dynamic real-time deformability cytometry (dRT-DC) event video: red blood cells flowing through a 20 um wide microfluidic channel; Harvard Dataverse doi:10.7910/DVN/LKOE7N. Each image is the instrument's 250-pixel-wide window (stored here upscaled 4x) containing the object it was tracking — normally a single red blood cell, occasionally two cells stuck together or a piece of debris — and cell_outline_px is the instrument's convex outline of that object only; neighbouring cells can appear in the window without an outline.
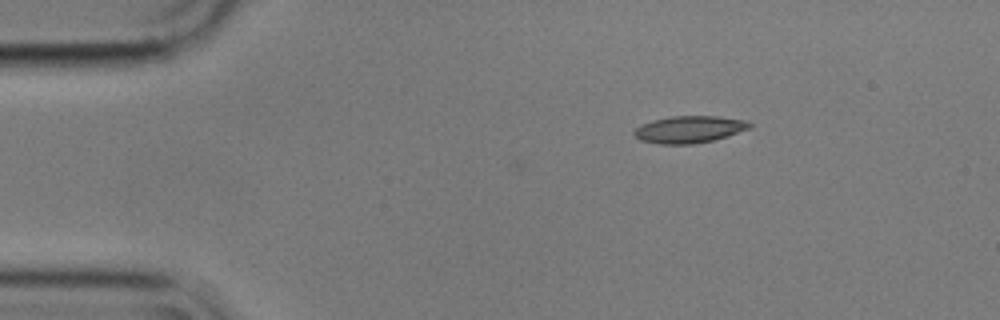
{"species": "common noctule bat (a hibernating species)", "species_latin": "Nyctalus noctula", "temperature_condition": "cold", "stored_images_in_passage": 48, "camera_frame_rate_fps": 3000, "um_per_image_px": 0.085, "animal": {"sex": "male", "body_mass_g": 17.9}, "frame": {"image": 1, "passage_image": 1, "time_ms": 0.0, "image_size_px": [1000, 320], "cell_outline_px": [[752, 124], [748, 128], [728, 136], [712, 140], [692, 144], [660, 144], [640, 140], [632, 132], [640, 124], [652, 120], [672, 116], [716, 116], [748, 120]], "centroid_in_image_um": [58.56, 10.99], "position_along_channel_um": 26.4, "area_um2": 18.15}}
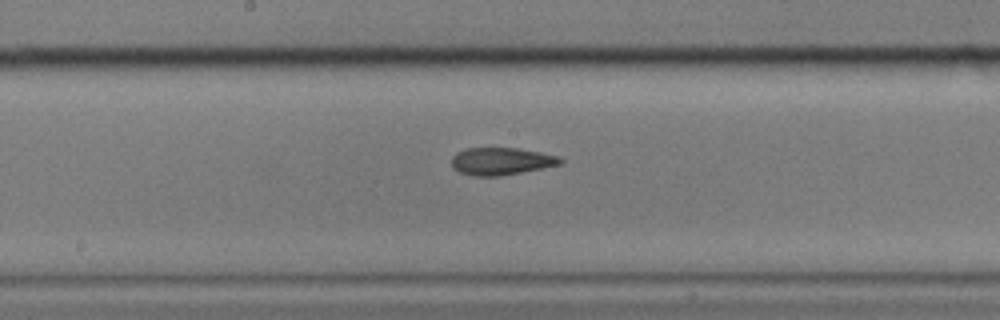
{"frame": {"image": 2, "passage_image": 21, "time_ms": 6.667, "image_size_px": [1000, 320], "cell_outline_px": [[564, 160], [560, 164], [500, 176], [472, 176], [460, 172], [452, 168], [452, 156], [456, 152], [468, 148], [516, 148], [540, 152], [556, 156]], "centroid_in_image_um": [42.54, 13.7], "position_along_channel_um": 205.7, "area_um2": 17.17}}
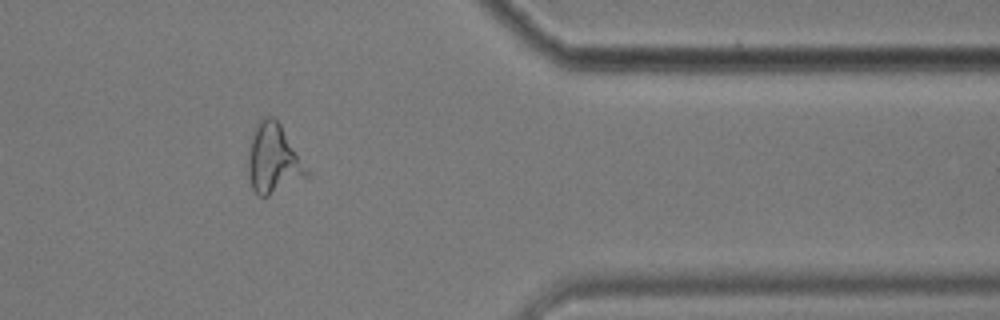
{"frame": {"image": 3, "passage_image": 38, "time_ms": 12.333, "image_size_px": [1000, 320], "cell_outline_px": [[312, 172], [308, 176], [268, 196], [260, 196], [252, 188], [248, 176], [248, 156], [252, 136], [256, 124], [264, 116], [272, 116], [280, 124]], "centroid_in_image_um": [23.27, 13.51], "position_along_channel_um": 388.1, "area_um2": 23.7}, "authors_computed_cell_mechanics": {"area_um2": 17.3689, "velocity_mm_per_s": 3.5683, "shape_relaxation_time_tau1_ms": null, "shape_relaxation_time_tau2_ms": 3.732, "deformation_change_tau1": null, "deformation_change_tau2": 0.1068}}